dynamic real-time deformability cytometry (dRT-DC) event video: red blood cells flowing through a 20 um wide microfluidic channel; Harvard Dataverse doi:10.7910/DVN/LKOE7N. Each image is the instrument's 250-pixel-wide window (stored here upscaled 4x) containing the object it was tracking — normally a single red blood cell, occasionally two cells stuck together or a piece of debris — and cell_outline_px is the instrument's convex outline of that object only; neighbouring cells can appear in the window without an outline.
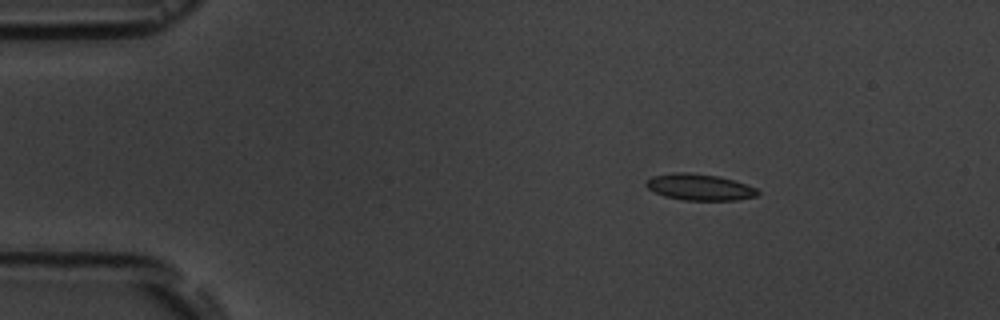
{"species": "common noctule bat (a hibernating species)", "species_latin": "Nyctalus noctula", "temperature_condition": "room temperature", "stored_images_in_passage": 4, "camera_frame_rate_fps": 3000, "um_per_image_px": 0.085, "animal": {"sex": "male", "body_mass_g": 19.5, "forearm_length_mm": 54.6}, "frame": {"image": 1, "passage_image": 2, "time_ms": 2.0, "image_size_px": [1000, 320], "cell_outline_px": [[760, 192], [756, 196], [736, 200], [684, 200], [664, 196], [648, 188], [644, 184], [644, 180], [652, 176], [676, 172], [688, 172], [716, 176], [732, 180], [756, 188]], "centroid_in_image_um": [59.41, 15.9], "position_along_channel_um": 25.6, "area_um2": 16.99}}